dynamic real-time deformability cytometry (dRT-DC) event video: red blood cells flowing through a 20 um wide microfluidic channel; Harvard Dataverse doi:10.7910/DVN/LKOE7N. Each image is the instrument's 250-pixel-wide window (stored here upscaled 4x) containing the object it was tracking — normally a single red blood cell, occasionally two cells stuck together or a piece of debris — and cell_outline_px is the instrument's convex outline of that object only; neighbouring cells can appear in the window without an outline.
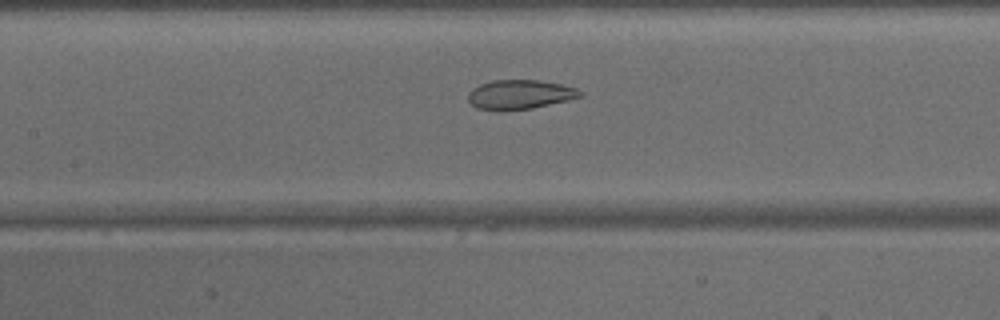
{"species": "common noctule bat (a hibernating species)", "species_latin": "Nyctalus noctula", "temperature_condition": "warm", "stored_images_in_passage": 38, "camera_frame_rate_fps": 3000, "um_per_image_px": 0.085, "animal": {"sex": "male", "body_mass_g": 15.6}, "frame": {"image": 1, "passage_image": 12, "time_ms": 3.667, "image_size_px": [1000, 320], "cell_outline_px": [[584, 96], [568, 100], [532, 108], [500, 112], [476, 108], [468, 100], [468, 92], [472, 88], [480, 84], [496, 80], [540, 80], [560, 84], [576, 88], [584, 92]], "centroid_in_image_um": [44.18, 8.05], "position_along_channel_um": 163.2, "area_um2": 19.42}}
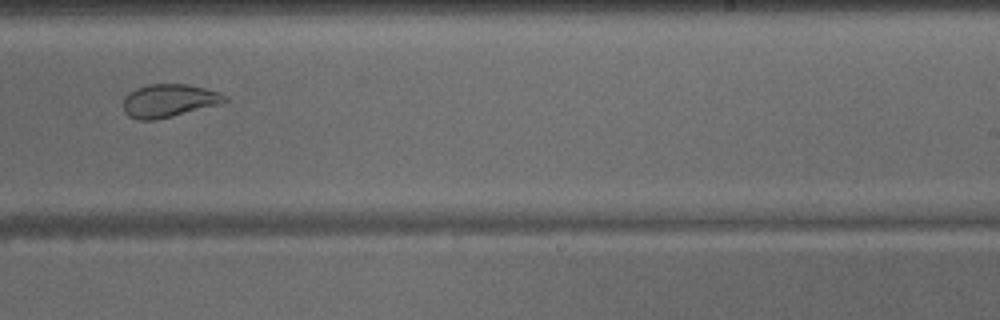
{"frame": {"image": 2, "passage_image": 20, "time_ms": 6.333, "image_size_px": [1000, 320], "cell_outline_px": [[228, 100], [216, 104], [172, 116], [156, 120], [136, 120], [128, 116], [124, 112], [124, 96], [128, 92], [136, 88], [148, 84], [188, 84], [204, 88], [228, 96]], "centroid_in_image_um": [14.28, 8.55], "position_along_channel_um": 274.7, "area_um2": 19.36}}
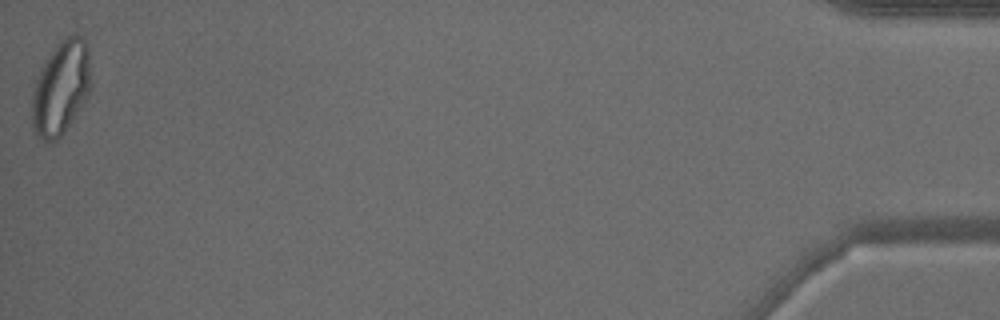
{"frame": {"image": 3, "passage_image": 38, "time_ms": 12.333, "image_size_px": [1000, 320], "cell_outline_px": [[92, 84], [88, 92], [64, 132], [52, 144], [44, 144], [32, 128], [32, 88], [40, 68], [44, 60], [52, 48], [64, 36], [72, 32], [80, 36], [88, 44]], "centroid_in_image_um": [5.15, 7.42], "position_along_channel_um": 430.0, "area_um2": 32.83}}